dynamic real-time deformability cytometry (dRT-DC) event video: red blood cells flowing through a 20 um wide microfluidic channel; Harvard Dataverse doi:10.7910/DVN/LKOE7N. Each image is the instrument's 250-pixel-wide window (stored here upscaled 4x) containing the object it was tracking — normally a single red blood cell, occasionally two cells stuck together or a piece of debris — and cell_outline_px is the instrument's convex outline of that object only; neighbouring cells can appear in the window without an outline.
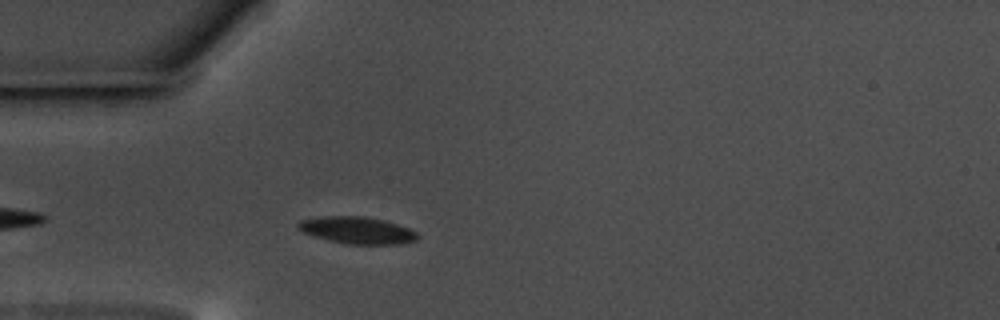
{"species": "common noctule bat (a hibernating species)", "species_latin": "Nyctalus noctula", "temperature_condition": "warm", "stored_images_in_passage": 46, "camera_frame_rate_fps": 3000, "um_per_image_px": 0.085, "animal": {"sex": "male", "body_mass_g": 17.5, "forearm_length_mm": 52.3}, "frame": {"image": 1, "passage_image": 4, "time_ms": 1.0, "image_size_px": [1000, 320], "cell_outline_px": [[420, 236], [416, 240], [400, 244], [348, 244], [328, 240], [304, 232], [300, 228], [300, 224], [304, 220], [324, 216], [364, 216], [384, 220], [408, 228], [416, 232]], "centroid_in_image_um": [30.45, 19.58], "position_along_channel_um": 54.6, "area_um2": 18.32}}
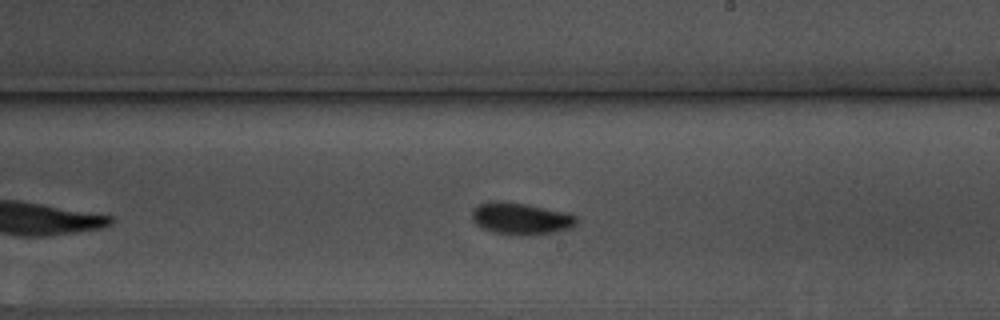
{"frame": {"image": 2, "passage_image": 21, "time_ms": 6.667, "image_size_px": [1000, 320], "cell_outline_px": [[576, 224], [568, 228], [556, 232], [532, 236], [520, 236], [496, 232], [484, 228], [476, 224], [472, 220], [472, 208], [488, 200], [500, 200], [524, 204], [568, 212], [576, 216]], "centroid_in_image_um": [44.26, 18.57], "position_along_channel_um": 244.7, "area_um2": 19.59}}
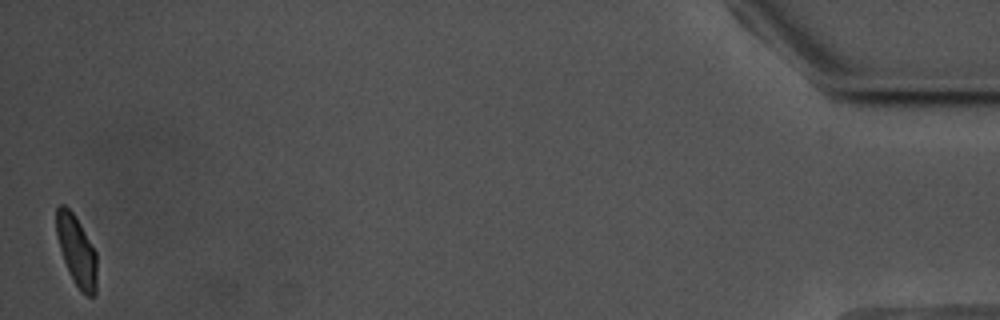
{"frame": {"image": 3, "passage_image": 45, "time_ms": 14.667, "image_size_px": [1000, 320], "cell_outline_px": [[96, 296], [88, 296], [76, 284], [64, 260], [56, 236], [56, 208], [60, 204], [64, 204], [72, 212], [96, 252]], "centroid_in_image_um": [6.5, 21.28], "position_along_channel_um": 428.7, "area_um2": 16.07}, "authors_computed_cell_mechanics": {"area_um2": 18.3226, "velocity_mm_per_s": 3.4859, "shape_relaxation_time_tau1_ms": 8.6424, "shape_relaxation_time_tau2_ms": 1.5018, "deformation_change_tau1": 0.2158, "deformation_change_tau2": 0.063}}